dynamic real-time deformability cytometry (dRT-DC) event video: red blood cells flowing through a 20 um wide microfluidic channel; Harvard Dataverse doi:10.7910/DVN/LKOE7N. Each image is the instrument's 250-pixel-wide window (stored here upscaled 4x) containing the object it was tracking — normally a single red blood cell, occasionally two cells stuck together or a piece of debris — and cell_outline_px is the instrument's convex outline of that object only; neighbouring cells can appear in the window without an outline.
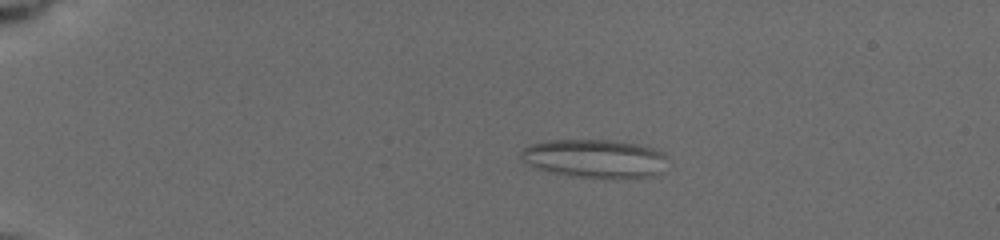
{"species": "common noctule bat (a hibernating species)", "species_latin": "Nyctalus noctula", "temperature_condition": "cold", "stored_images_in_passage": 7, "camera_frame_rate_fps": 3000, "um_per_image_px": 0.085, "animal": {"sex": "female", "body_mass_g": 19.5, "forearm_length_mm": 54.1}, "frame": {"image": 1, "passage_image": 3, "time_ms": 1.667, "image_size_px": [1000, 240], "cell_outline_px": [[664, 156], [660, 172], [652, 176], [568, 176], [536, 168], [528, 164], [520, 156], [520, 152], [524, 148], [532, 144], [548, 140], [608, 140], [636, 144], [652, 148], [664, 152]], "centroid_in_image_um": [50.47, 13.44], "position_along_channel_um": 34.5, "area_um2": 31.73}}
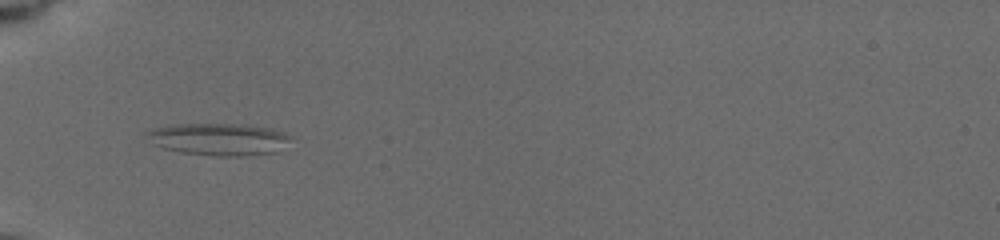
{"frame": {"image": 2, "passage_image": 6, "time_ms": 4.333, "image_size_px": [1000, 240], "cell_outline_px": [[288, 136], [276, 152], [244, 156], [216, 156], [180, 152], [164, 148], [152, 144], [144, 132], [156, 128], [176, 124], [232, 124], [264, 128], [280, 132]], "centroid_in_image_um": [18.45, 11.85], "position_along_channel_um": 66.6, "area_um2": 26.13}}